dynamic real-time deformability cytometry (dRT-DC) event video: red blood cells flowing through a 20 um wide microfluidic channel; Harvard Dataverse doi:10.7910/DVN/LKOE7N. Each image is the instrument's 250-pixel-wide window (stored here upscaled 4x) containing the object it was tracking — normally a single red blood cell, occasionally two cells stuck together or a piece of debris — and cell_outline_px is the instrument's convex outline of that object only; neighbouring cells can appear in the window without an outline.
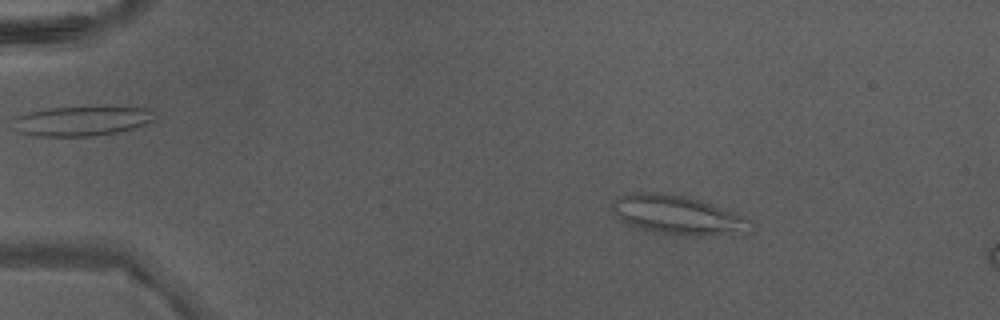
{"species": "Egyptian fruit bat (a non-hibernating species)", "species_latin": "Rousettus aegyptiacus", "temperature_condition": "warm", "stored_images_in_passage": 47, "camera_frame_rate_fps": 3000, "um_per_image_px": 0.085, "animal": {"sex": "male"}, "frame": {"image": 1, "passage_image": 8, "time_ms": 2.333, "image_size_px": [1000, 320], "cell_outline_px": [[756, 232], [740, 236], [684, 236], [636, 228], [624, 224], [616, 216], [612, 208], [612, 200], [620, 196], [632, 192], [656, 192], [680, 196], [700, 200], [712, 204], [744, 216], [752, 220], [756, 224]], "centroid_in_image_um": [57.75, 18.33], "position_along_channel_um": 27.3, "area_um2": 32.54}}
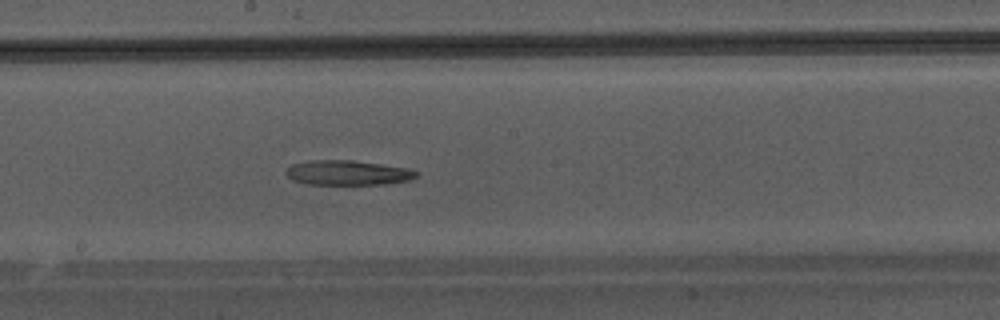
{"frame": {"image": 2, "passage_image": 27, "time_ms": 8.667, "image_size_px": [1000, 320], "cell_outline_px": [[420, 172], [416, 176], [408, 180], [384, 184], [308, 184], [292, 180], [284, 172], [292, 164], [312, 160], [352, 160], [412, 168]], "centroid_in_image_um": [29.58, 14.67], "position_along_channel_um": 218.6, "area_um2": 18.84}}
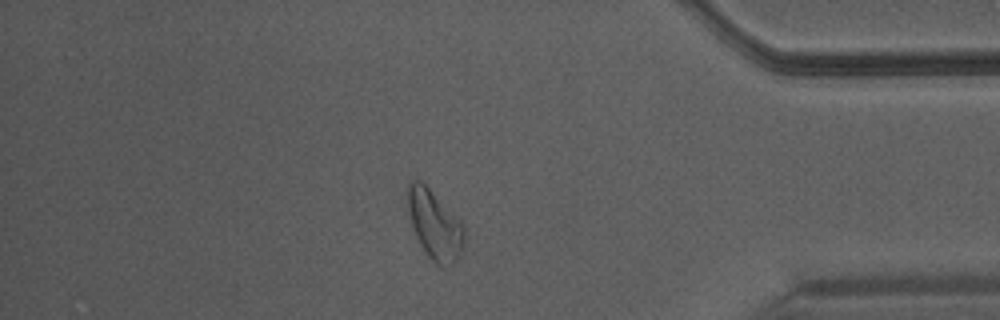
{"frame": {"image": 3, "passage_image": 41, "time_ms": 13.333, "image_size_px": [1000, 320], "cell_outline_px": [[464, 240], [460, 256], [452, 264], [436, 264], [428, 256], [420, 244], [412, 228], [408, 212], [408, 184], [412, 180], [420, 180], [460, 220], [464, 228]], "centroid_in_image_um": [36.93, 19.11], "position_along_channel_um": 398.3, "area_um2": 22.25}}